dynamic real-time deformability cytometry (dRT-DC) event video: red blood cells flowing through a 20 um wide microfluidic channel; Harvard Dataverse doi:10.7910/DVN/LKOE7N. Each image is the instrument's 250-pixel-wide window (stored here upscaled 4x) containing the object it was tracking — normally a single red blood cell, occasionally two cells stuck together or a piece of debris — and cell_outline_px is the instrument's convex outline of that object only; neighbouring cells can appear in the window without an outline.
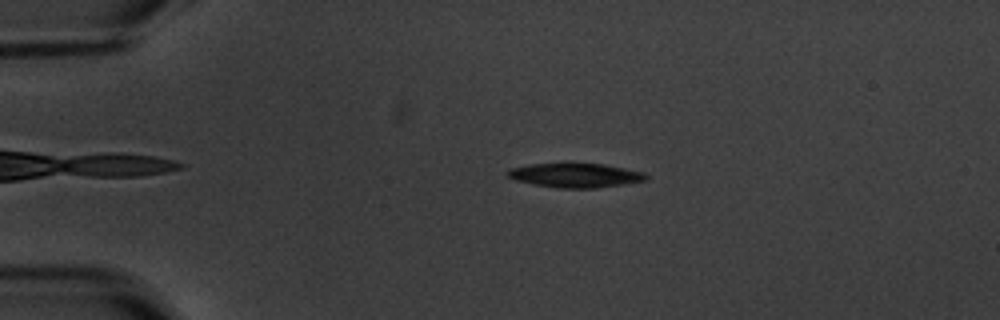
{"species": "common noctule bat (a hibernating species)", "species_latin": "Nyctalus noctula", "temperature_condition": "warm", "stored_images_in_passage": 5, "camera_frame_rate_fps": 3000, "um_per_image_px": 0.085, "animal": {"sex": "male", "body_mass_g": 20.1, "forearm_length_mm": 53.5}, "frame": {"image": 1, "passage_image": 4, "time_ms": 3.333, "image_size_px": [1000, 320], "cell_outline_px": [[648, 180], [596, 188], [556, 188], [532, 184], [516, 180], [508, 176], [504, 172], [508, 168], [528, 164], [568, 160], [604, 164], [644, 172], [648, 176]], "centroid_in_image_um": [48.83, 14.85], "position_along_channel_um": 36.2, "area_um2": 20.63}}